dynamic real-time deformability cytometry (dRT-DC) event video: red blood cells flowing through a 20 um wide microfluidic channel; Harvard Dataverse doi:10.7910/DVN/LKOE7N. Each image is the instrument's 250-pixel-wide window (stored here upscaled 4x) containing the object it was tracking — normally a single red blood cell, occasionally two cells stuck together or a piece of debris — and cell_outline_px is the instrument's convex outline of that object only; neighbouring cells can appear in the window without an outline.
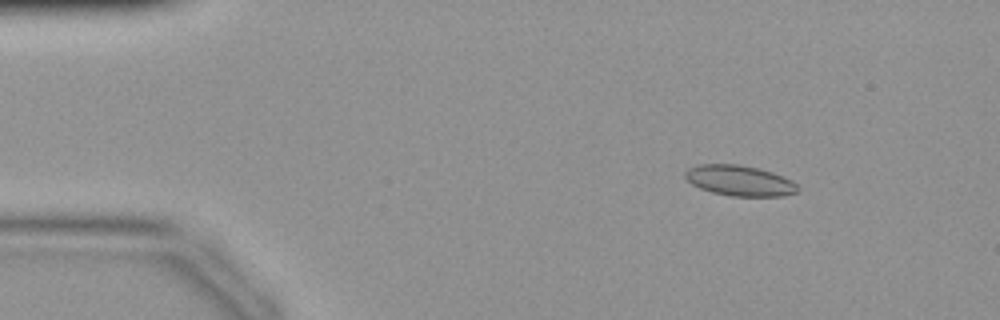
{"species": "common noctule bat (a hibernating species)", "species_latin": "Nyctalus noctula", "temperature_condition": "warm", "stored_images_in_passage": 12, "camera_frame_rate_fps": 3000, "um_per_image_px": 0.085, "animal": {"sex": "female", "body_mass_g": 19.9}, "frame": {"image": 1, "passage_image": 6, "time_ms": 1.667, "image_size_px": [1000, 320], "cell_outline_px": [[800, 188], [796, 192], [784, 196], [732, 196], [712, 192], [700, 188], [692, 184], [684, 176], [684, 172], [688, 168], [700, 164], [740, 164], [772, 172], [792, 180]], "centroid_in_image_um": [62.86, 15.35], "position_along_channel_um": 22.1, "area_um2": 20.0}}